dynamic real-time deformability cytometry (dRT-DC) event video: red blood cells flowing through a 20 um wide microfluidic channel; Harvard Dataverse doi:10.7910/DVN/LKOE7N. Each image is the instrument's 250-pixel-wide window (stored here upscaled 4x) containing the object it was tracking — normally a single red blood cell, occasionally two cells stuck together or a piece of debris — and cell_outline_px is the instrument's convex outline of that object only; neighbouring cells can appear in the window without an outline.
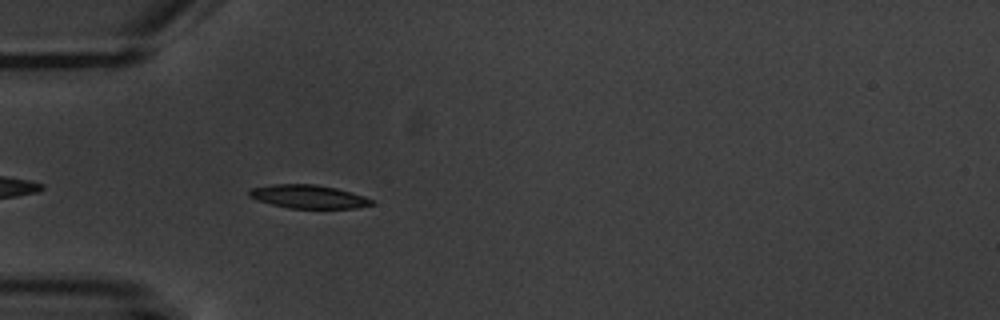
{"species": "common noctule bat (a hibernating species)", "species_latin": "Nyctalus noctula", "temperature_condition": "warm", "stored_images_in_passage": 3, "camera_frame_rate_fps": 3000, "um_per_image_px": 0.085, "animal": {"sex": "male", "body_mass_g": 20.1, "forearm_length_mm": 53.5}, "frame": {"image": 1, "passage_image": 3, "time_ms": 3.0, "image_size_px": [1000, 320], "cell_outline_px": [[376, 204], [356, 208], [288, 208], [256, 200], [248, 196], [248, 192], [252, 188], [272, 184], [316, 184], [336, 188], [364, 196], [372, 200]], "centroid_in_image_um": [26.21, 16.71], "position_along_channel_um": 58.8, "area_um2": 16.7}}